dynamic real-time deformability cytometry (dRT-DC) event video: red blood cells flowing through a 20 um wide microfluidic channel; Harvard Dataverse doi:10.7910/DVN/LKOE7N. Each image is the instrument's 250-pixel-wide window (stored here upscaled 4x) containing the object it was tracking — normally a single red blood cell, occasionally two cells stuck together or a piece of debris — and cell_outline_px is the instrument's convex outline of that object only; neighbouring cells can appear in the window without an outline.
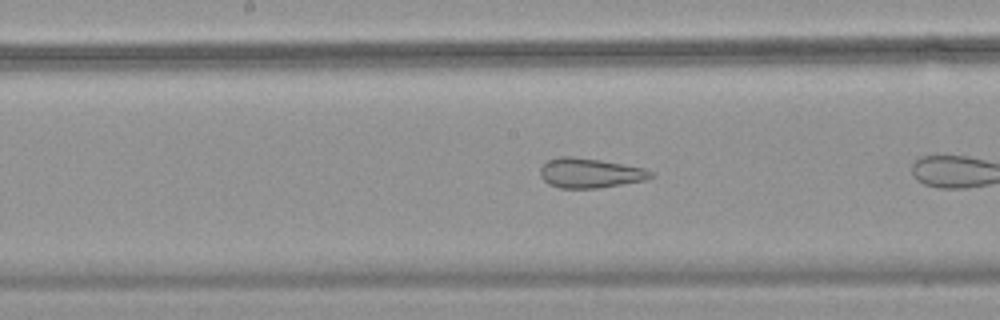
{"species": "common noctule bat (a hibernating species)", "species_latin": "Nyctalus noctula", "temperature_condition": "warm", "stored_images_in_passage": 15, "camera_frame_rate_fps": 3000, "um_per_image_px": 0.085, "animal": {"sex": "female", "body_mass_g": 18.4}, "frame": {"image": 1, "passage_image": 11, "time_ms": 3.333, "image_size_px": [1000, 320], "cell_outline_px": [[656, 176], [644, 180], [596, 188], [560, 188], [548, 184], [540, 176], [540, 168], [548, 160], [560, 156], [572, 156], [600, 160], [644, 168], [652, 172]], "centroid_in_image_um": [50.13, 14.7], "position_along_channel_um": 198.1, "area_um2": 19.02}}